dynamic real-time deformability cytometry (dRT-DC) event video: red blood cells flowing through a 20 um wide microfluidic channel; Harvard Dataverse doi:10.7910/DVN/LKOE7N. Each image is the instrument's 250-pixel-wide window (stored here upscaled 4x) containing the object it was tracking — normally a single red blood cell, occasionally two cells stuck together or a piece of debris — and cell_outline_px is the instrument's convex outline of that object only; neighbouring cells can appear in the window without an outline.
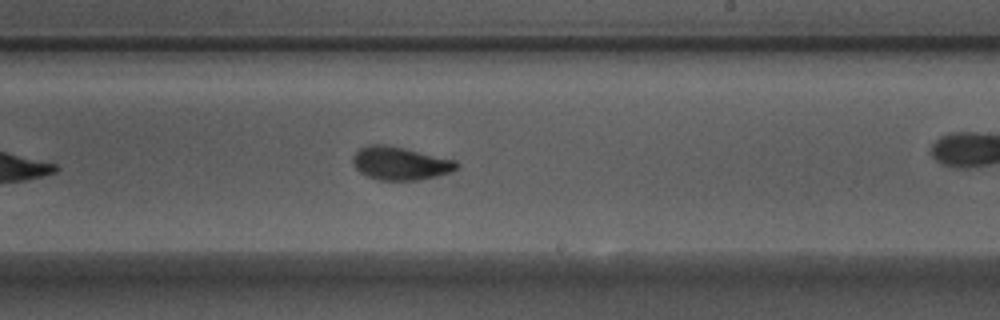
{"species": "Egyptian fruit bat (a non-hibernating species)", "species_latin": "Rousettus aegyptiacus", "temperature_condition": "warm", "stored_images_in_passage": 27, "camera_frame_rate_fps": 3000, "um_per_image_px": 0.085, "animal": {"sex": "male"}, "frame": {"image": 1, "passage_image": 20, "time_ms": 6.333, "image_size_px": [1000, 320], "cell_outline_px": [[460, 168], [452, 172], [436, 176], [416, 180], [380, 180], [368, 176], [360, 172], [356, 168], [352, 160], [352, 156], [360, 148], [368, 144], [384, 144], [404, 148], [456, 160], [460, 164]], "centroid_in_image_um": [34.05, 13.88], "position_along_channel_um": 255.0, "area_um2": 20.11}}
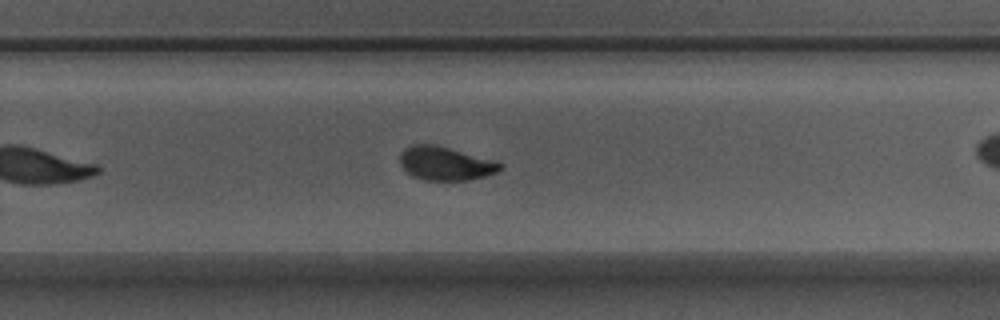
{"frame": {"image": 2, "passage_image": 23, "time_ms": 7.333, "image_size_px": [1000, 320], "cell_outline_px": [[504, 168], [496, 172], [484, 176], [468, 180], [424, 180], [412, 176], [400, 164], [400, 152], [404, 148], [412, 144], [432, 144], [496, 160], [504, 164]], "centroid_in_image_um": [37.87, 13.89], "position_along_channel_um": 291.9, "area_um2": 19.65}}